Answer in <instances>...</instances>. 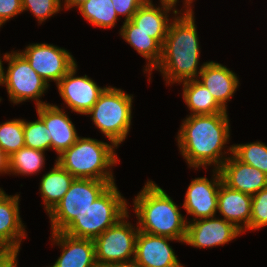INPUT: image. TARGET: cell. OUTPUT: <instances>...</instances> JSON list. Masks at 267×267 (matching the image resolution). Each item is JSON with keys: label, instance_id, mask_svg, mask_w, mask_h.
Here are the masks:
<instances>
[{"label": "cell", "instance_id": "obj_33", "mask_svg": "<svg viewBox=\"0 0 267 267\" xmlns=\"http://www.w3.org/2000/svg\"><path fill=\"white\" fill-rule=\"evenodd\" d=\"M22 12V0H0V25Z\"/></svg>", "mask_w": 267, "mask_h": 267}, {"label": "cell", "instance_id": "obj_40", "mask_svg": "<svg viewBox=\"0 0 267 267\" xmlns=\"http://www.w3.org/2000/svg\"><path fill=\"white\" fill-rule=\"evenodd\" d=\"M17 265H18V263L16 262V263L13 265V267H17Z\"/></svg>", "mask_w": 267, "mask_h": 267}, {"label": "cell", "instance_id": "obj_27", "mask_svg": "<svg viewBox=\"0 0 267 267\" xmlns=\"http://www.w3.org/2000/svg\"><path fill=\"white\" fill-rule=\"evenodd\" d=\"M232 154L241 162L251 165L267 175V145L256 141L232 145Z\"/></svg>", "mask_w": 267, "mask_h": 267}, {"label": "cell", "instance_id": "obj_35", "mask_svg": "<svg viewBox=\"0 0 267 267\" xmlns=\"http://www.w3.org/2000/svg\"><path fill=\"white\" fill-rule=\"evenodd\" d=\"M148 1H152V0H148ZM177 1L178 0H160V3L167 4L175 8ZM193 2H194L193 0H184V7L186 8L184 9L185 12L193 11V8L191 5Z\"/></svg>", "mask_w": 267, "mask_h": 267}, {"label": "cell", "instance_id": "obj_31", "mask_svg": "<svg viewBox=\"0 0 267 267\" xmlns=\"http://www.w3.org/2000/svg\"><path fill=\"white\" fill-rule=\"evenodd\" d=\"M267 226V187L252 196L250 230Z\"/></svg>", "mask_w": 267, "mask_h": 267}, {"label": "cell", "instance_id": "obj_15", "mask_svg": "<svg viewBox=\"0 0 267 267\" xmlns=\"http://www.w3.org/2000/svg\"><path fill=\"white\" fill-rule=\"evenodd\" d=\"M168 237L139 231L134 260L141 267H178L181 265L168 241Z\"/></svg>", "mask_w": 267, "mask_h": 267}, {"label": "cell", "instance_id": "obj_20", "mask_svg": "<svg viewBox=\"0 0 267 267\" xmlns=\"http://www.w3.org/2000/svg\"><path fill=\"white\" fill-rule=\"evenodd\" d=\"M252 196L233 190L221 183L218 191L217 212L243 233L250 230Z\"/></svg>", "mask_w": 267, "mask_h": 267}, {"label": "cell", "instance_id": "obj_28", "mask_svg": "<svg viewBox=\"0 0 267 267\" xmlns=\"http://www.w3.org/2000/svg\"><path fill=\"white\" fill-rule=\"evenodd\" d=\"M24 146V119H13L0 124V148L8 157Z\"/></svg>", "mask_w": 267, "mask_h": 267}, {"label": "cell", "instance_id": "obj_23", "mask_svg": "<svg viewBox=\"0 0 267 267\" xmlns=\"http://www.w3.org/2000/svg\"><path fill=\"white\" fill-rule=\"evenodd\" d=\"M74 179L75 178L56 161L54 167L42 176L40 181V193L47 214L61 201Z\"/></svg>", "mask_w": 267, "mask_h": 267}, {"label": "cell", "instance_id": "obj_24", "mask_svg": "<svg viewBox=\"0 0 267 267\" xmlns=\"http://www.w3.org/2000/svg\"><path fill=\"white\" fill-rule=\"evenodd\" d=\"M183 100L185 101L190 115H209L227 112L212 96L209 90L197 79L183 82Z\"/></svg>", "mask_w": 267, "mask_h": 267}, {"label": "cell", "instance_id": "obj_37", "mask_svg": "<svg viewBox=\"0 0 267 267\" xmlns=\"http://www.w3.org/2000/svg\"><path fill=\"white\" fill-rule=\"evenodd\" d=\"M8 174V156L0 148V174Z\"/></svg>", "mask_w": 267, "mask_h": 267}, {"label": "cell", "instance_id": "obj_13", "mask_svg": "<svg viewBox=\"0 0 267 267\" xmlns=\"http://www.w3.org/2000/svg\"><path fill=\"white\" fill-rule=\"evenodd\" d=\"M212 180L198 177L189 184L183 208L193 220L214 217L217 213L218 191L223 182L219 169H213Z\"/></svg>", "mask_w": 267, "mask_h": 267}, {"label": "cell", "instance_id": "obj_2", "mask_svg": "<svg viewBox=\"0 0 267 267\" xmlns=\"http://www.w3.org/2000/svg\"><path fill=\"white\" fill-rule=\"evenodd\" d=\"M179 14L170 21L161 59L154 68L161 72L168 85L197 79L207 63L198 68L201 52L194 12L180 10Z\"/></svg>", "mask_w": 267, "mask_h": 267}, {"label": "cell", "instance_id": "obj_7", "mask_svg": "<svg viewBox=\"0 0 267 267\" xmlns=\"http://www.w3.org/2000/svg\"><path fill=\"white\" fill-rule=\"evenodd\" d=\"M8 63L7 71L0 74V86L5 85L8 96L14 105L34 100L36 107L48 104L40 97L46 93L49 85L30 66L29 62L18 52L11 51L3 55Z\"/></svg>", "mask_w": 267, "mask_h": 267}, {"label": "cell", "instance_id": "obj_17", "mask_svg": "<svg viewBox=\"0 0 267 267\" xmlns=\"http://www.w3.org/2000/svg\"><path fill=\"white\" fill-rule=\"evenodd\" d=\"M36 112L48 128L51 149L55 150L58 156L69 149L80 137L69 116L57 105L48 103L36 107Z\"/></svg>", "mask_w": 267, "mask_h": 267}, {"label": "cell", "instance_id": "obj_16", "mask_svg": "<svg viewBox=\"0 0 267 267\" xmlns=\"http://www.w3.org/2000/svg\"><path fill=\"white\" fill-rule=\"evenodd\" d=\"M219 170L223 183L233 190L253 196L267 187V175L265 173L239 161L233 154Z\"/></svg>", "mask_w": 267, "mask_h": 267}, {"label": "cell", "instance_id": "obj_19", "mask_svg": "<svg viewBox=\"0 0 267 267\" xmlns=\"http://www.w3.org/2000/svg\"><path fill=\"white\" fill-rule=\"evenodd\" d=\"M197 80L209 90L225 110H227L226 103L234 96L240 84L235 72L214 61L204 64Z\"/></svg>", "mask_w": 267, "mask_h": 267}, {"label": "cell", "instance_id": "obj_25", "mask_svg": "<svg viewBox=\"0 0 267 267\" xmlns=\"http://www.w3.org/2000/svg\"><path fill=\"white\" fill-rule=\"evenodd\" d=\"M45 151L22 147L8 157V174L33 175L44 168Z\"/></svg>", "mask_w": 267, "mask_h": 267}, {"label": "cell", "instance_id": "obj_8", "mask_svg": "<svg viewBox=\"0 0 267 267\" xmlns=\"http://www.w3.org/2000/svg\"><path fill=\"white\" fill-rule=\"evenodd\" d=\"M115 181L75 178L61 201L48 214L52 232H63Z\"/></svg>", "mask_w": 267, "mask_h": 267}, {"label": "cell", "instance_id": "obj_18", "mask_svg": "<svg viewBox=\"0 0 267 267\" xmlns=\"http://www.w3.org/2000/svg\"><path fill=\"white\" fill-rule=\"evenodd\" d=\"M51 234L54 244L62 249L53 267H98L93 240L76 238L64 232Z\"/></svg>", "mask_w": 267, "mask_h": 267}, {"label": "cell", "instance_id": "obj_38", "mask_svg": "<svg viewBox=\"0 0 267 267\" xmlns=\"http://www.w3.org/2000/svg\"><path fill=\"white\" fill-rule=\"evenodd\" d=\"M63 1V0H62ZM87 0H64V6L63 8L65 9H71L74 7H79L81 4H83L84 2H86Z\"/></svg>", "mask_w": 267, "mask_h": 267}, {"label": "cell", "instance_id": "obj_4", "mask_svg": "<svg viewBox=\"0 0 267 267\" xmlns=\"http://www.w3.org/2000/svg\"><path fill=\"white\" fill-rule=\"evenodd\" d=\"M115 148L114 143L79 137L56 162L74 178L115 181L111 170L119 162Z\"/></svg>", "mask_w": 267, "mask_h": 267}, {"label": "cell", "instance_id": "obj_3", "mask_svg": "<svg viewBox=\"0 0 267 267\" xmlns=\"http://www.w3.org/2000/svg\"><path fill=\"white\" fill-rule=\"evenodd\" d=\"M133 203L139 231L184 243L187 218L160 186L148 180Z\"/></svg>", "mask_w": 267, "mask_h": 267}, {"label": "cell", "instance_id": "obj_26", "mask_svg": "<svg viewBox=\"0 0 267 267\" xmlns=\"http://www.w3.org/2000/svg\"><path fill=\"white\" fill-rule=\"evenodd\" d=\"M78 9L89 23L99 28H113L118 20L112 0H87Z\"/></svg>", "mask_w": 267, "mask_h": 267}, {"label": "cell", "instance_id": "obj_21", "mask_svg": "<svg viewBox=\"0 0 267 267\" xmlns=\"http://www.w3.org/2000/svg\"><path fill=\"white\" fill-rule=\"evenodd\" d=\"M161 6V7H160ZM156 7L153 1L146 0L132 16L131 21L139 27V30L150 34V37L155 38L161 45L167 36L169 21H171L168 13L173 10V14H179L174 7L163 4Z\"/></svg>", "mask_w": 267, "mask_h": 267}, {"label": "cell", "instance_id": "obj_12", "mask_svg": "<svg viewBox=\"0 0 267 267\" xmlns=\"http://www.w3.org/2000/svg\"><path fill=\"white\" fill-rule=\"evenodd\" d=\"M241 233L234 224L214 217L187 221L185 244L195 248H211L229 243Z\"/></svg>", "mask_w": 267, "mask_h": 267}, {"label": "cell", "instance_id": "obj_9", "mask_svg": "<svg viewBox=\"0 0 267 267\" xmlns=\"http://www.w3.org/2000/svg\"><path fill=\"white\" fill-rule=\"evenodd\" d=\"M127 213L115 225L106 229L95 238V256L98 267L133 260L135 257L138 226L131 225Z\"/></svg>", "mask_w": 267, "mask_h": 267}, {"label": "cell", "instance_id": "obj_11", "mask_svg": "<svg viewBox=\"0 0 267 267\" xmlns=\"http://www.w3.org/2000/svg\"><path fill=\"white\" fill-rule=\"evenodd\" d=\"M76 70L77 64L56 85L65 105L72 112L85 115L107 87H99L87 75L76 77Z\"/></svg>", "mask_w": 267, "mask_h": 267}, {"label": "cell", "instance_id": "obj_14", "mask_svg": "<svg viewBox=\"0 0 267 267\" xmlns=\"http://www.w3.org/2000/svg\"><path fill=\"white\" fill-rule=\"evenodd\" d=\"M19 195H8L0 188V250L19 251L27 235L19 209Z\"/></svg>", "mask_w": 267, "mask_h": 267}, {"label": "cell", "instance_id": "obj_34", "mask_svg": "<svg viewBox=\"0 0 267 267\" xmlns=\"http://www.w3.org/2000/svg\"><path fill=\"white\" fill-rule=\"evenodd\" d=\"M19 251H0V267H13L18 262Z\"/></svg>", "mask_w": 267, "mask_h": 267}, {"label": "cell", "instance_id": "obj_30", "mask_svg": "<svg viewBox=\"0 0 267 267\" xmlns=\"http://www.w3.org/2000/svg\"><path fill=\"white\" fill-rule=\"evenodd\" d=\"M61 0H22V8L36 17L39 24L61 10Z\"/></svg>", "mask_w": 267, "mask_h": 267}, {"label": "cell", "instance_id": "obj_29", "mask_svg": "<svg viewBox=\"0 0 267 267\" xmlns=\"http://www.w3.org/2000/svg\"><path fill=\"white\" fill-rule=\"evenodd\" d=\"M25 146L41 151L51 149V138L44 121L38 116L35 121L24 119Z\"/></svg>", "mask_w": 267, "mask_h": 267}, {"label": "cell", "instance_id": "obj_1", "mask_svg": "<svg viewBox=\"0 0 267 267\" xmlns=\"http://www.w3.org/2000/svg\"><path fill=\"white\" fill-rule=\"evenodd\" d=\"M227 112L209 115H189L178 132L179 151L189 167L214 166L219 169L232 154V145L222 152L230 137V124ZM224 154V155H223Z\"/></svg>", "mask_w": 267, "mask_h": 267}, {"label": "cell", "instance_id": "obj_5", "mask_svg": "<svg viewBox=\"0 0 267 267\" xmlns=\"http://www.w3.org/2000/svg\"><path fill=\"white\" fill-rule=\"evenodd\" d=\"M126 199L116 184H111L85 211L63 231L76 237L94 240L128 213Z\"/></svg>", "mask_w": 267, "mask_h": 267}, {"label": "cell", "instance_id": "obj_39", "mask_svg": "<svg viewBox=\"0 0 267 267\" xmlns=\"http://www.w3.org/2000/svg\"><path fill=\"white\" fill-rule=\"evenodd\" d=\"M2 25H0V27H1ZM2 59H1V57H0V74H1V72L4 70V68H3V64H2V62L3 61H1Z\"/></svg>", "mask_w": 267, "mask_h": 267}, {"label": "cell", "instance_id": "obj_36", "mask_svg": "<svg viewBox=\"0 0 267 267\" xmlns=\"http://www.w3.org/2000/svg\"><path fill=\"white\" fill-rule=\"evenodd\" d=\"M102 267H141L134 259L125 262H116L103 265Z\"/></svg>", "mask_w": 267, "mask_h": 267}, {"label": "cell", "instance_id": "obj_32", "mask_svg": "<svg viewBox=\"0 0 267 267\" xmlns=\"http://www.w3.org/2000/svg\"><path fill=\"white\" fill-rule=\"evenodd\" d=\"M145 1L146 0H112L118 16H126L124 22L131 20L132 16Z\"/></svg>", "mask_w": 267, "mask_h": 267}, {"label": "cell", "instance_id": "obj_6", "mask_svg": "<svg viewBox=\"0 0 267 267\" xmlns=\"http://www.w3.org/2000/svg\"><path fill=\"white\" fill-rule=\"evenodd\" d=\"M132 100L133 95L108 86L85 115H91L96 128L118 147L130 131Z\"/></svg>", "mask_w": 267, "mask_h": 267}, {"label": "cell", "instance_id": "obj_22", "mask_svg": "<svg viewBox=\"0 0 267 267\" xmlns=\"http://www.w3.org/2000/svg\"><path fill=\"white\" fill-rule=\"evenodd\" d=\"M121 37L132 46L138 54L147 59L148 63L145 67V73L149 72L151 76L152 70L157 66L162 55V45L150 34L139 30V27L131 20L123 22L119 31Z\"/></svg>", "mask_w": 267, "mask_h": 267}, {"label": "cell", "instance_id": "obj_10", "mask_svg": "<svg viewBox=\"0 0 267 267\" xmlns=\"http://www.w3.org/2000/svg\"><path fill=\"white\" fill-rule=\"evenodd\" d=\"M18 52L48 85L49 81L57 84L77 64L70 52L53 44H29Z\"/></svg>", "mask_w": 267, "mask_h": 267}]
</instances>
